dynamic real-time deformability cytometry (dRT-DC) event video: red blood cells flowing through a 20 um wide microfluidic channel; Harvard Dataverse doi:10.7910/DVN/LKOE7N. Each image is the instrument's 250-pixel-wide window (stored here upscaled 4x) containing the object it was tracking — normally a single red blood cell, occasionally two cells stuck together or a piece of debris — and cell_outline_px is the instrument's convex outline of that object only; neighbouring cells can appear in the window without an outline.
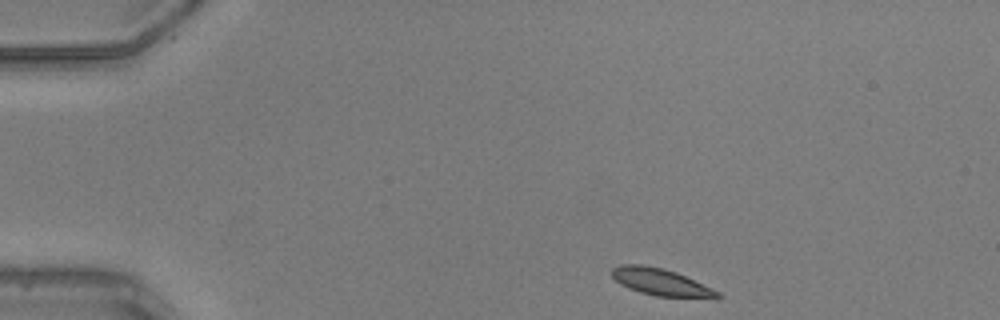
{"species": "common noctule bat (a hibernating species)", "species_latin": "Nyctalus noctula", "temperature_condition": "warm", "stored_images_in_passage": 42, "camera_frame_rate_fps": 3000, "um_per_image_px": 0.085, "animal": {"sex": "male", "body_mass_g": 20.5, "forearm_length_mm": 52.5}, "frame": {"image": 1, "passage_image": 1, "time_ms": 0.0, "image_size_px": [1000, 320], "cell_outline_px": [[724, 296], [720, 300], [716, 300], [656, 296], [640, 292], [628, 288], [620, 284], [612, 276], [612, 268], [620, 264], [644, 264], [664, 268], [676, 272], [712, 288], [720, 292]], "centroid_in_image_um": [56.28, 24.01], "position_along_channel_um": 28.7, "area_um2": 17.22}}
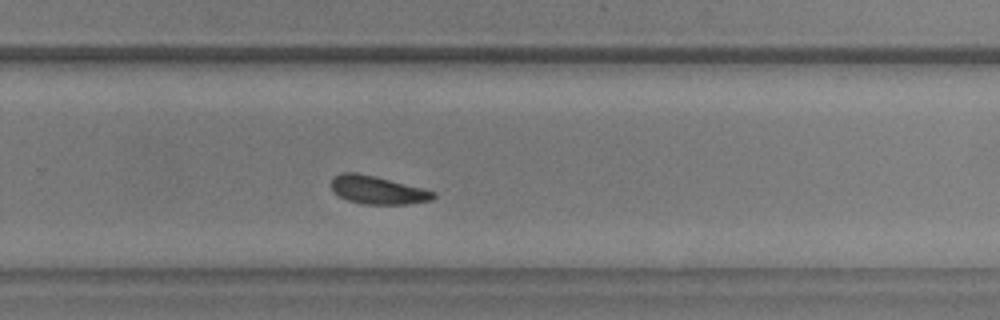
{"frame": {"image": 2, "passage_image": 26, "time_ms": 8.333, "image_size_px": [1000, 320], "cell_outline_px": [[436, 196], [432, 200], [408, 204], [364, 204], [348, 200], [340, 196], [332, 188], [332, 176], [340, 172], [356, 172], [376, 176], [424, 188], [436, 192]], "centroid_in_image_um": [32.12, 16.14], "position_along_channel_um": 297.7, "area_um2": 16.82}}
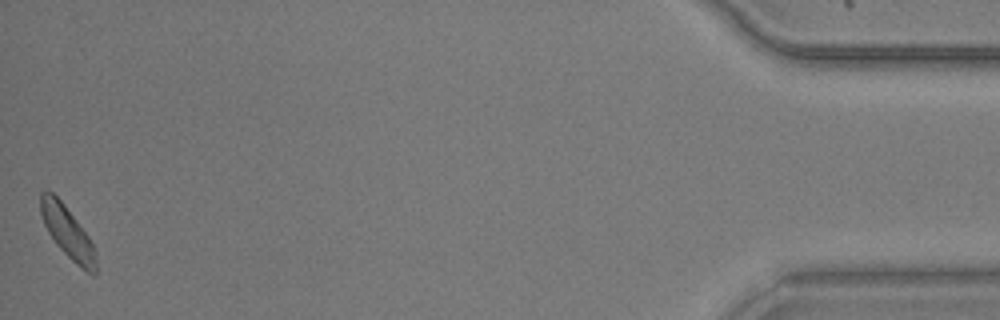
{"frame": {"image": 3, "passage_image": 42, "time_ms": 13.667, "image_size_px": [1000, 320], "cell_outline_px": [[96, 276], [92, 276], [76, 264], [56, 244], [48, 232], [44, 224], [40, 212], [40, 192], [44, 188], [48, 188], [64, 204], [88, 236], [96, 252]], "centroid_in_image_um": [5.72, 19.72], "position_along_channel_um": 429.5, "area_um2": 16.7}, "authors_computed_cell_mechanics": {"area_um2": 16.9354, "velocity_mm_per_s": 4.1084, "shape_relaxation_time_tau1_ms": 1.9492, "shape_relaxation_time_tau2_ms": null, "deformation_change_tau1": 0.0892, "deformation_change_tau2": null}}